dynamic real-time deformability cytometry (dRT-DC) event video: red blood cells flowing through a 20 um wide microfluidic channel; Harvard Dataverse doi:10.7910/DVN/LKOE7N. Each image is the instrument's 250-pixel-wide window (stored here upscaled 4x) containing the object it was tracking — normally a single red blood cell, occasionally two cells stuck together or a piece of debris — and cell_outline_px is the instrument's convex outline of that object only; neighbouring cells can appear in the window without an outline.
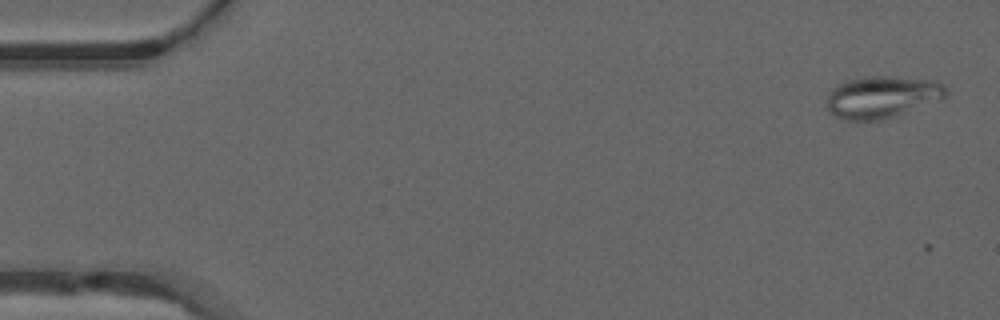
{"species": "common noctule bat (a hibernating species)", "species_latin": "Nyctalus noctula", "temperature_condition": "warm", "stored_images_in_passage": 3, "camera_frame_rate_fps": 3000, "um_per_image_px": 0.085, "animal": {"sex": "male", "forearm_length_mm": 52.5}, "frame": {"image": 1, "passage_image": 2, "time_ms": 0.333, "image_size_px": [1000, 320], "cell_outline_px": [[948, 96], [944, 100], [880, 120], [844, 120], [828, 112], [824, 100], [832, 88], [848, 80], [864, 76], [884, 76], [928, 80], [944, 84], [948, 88]], "centroid_in_image_um": [74.97, 8.25], "position_along_channel_um": 10.0, "area_um2": 29.48}}